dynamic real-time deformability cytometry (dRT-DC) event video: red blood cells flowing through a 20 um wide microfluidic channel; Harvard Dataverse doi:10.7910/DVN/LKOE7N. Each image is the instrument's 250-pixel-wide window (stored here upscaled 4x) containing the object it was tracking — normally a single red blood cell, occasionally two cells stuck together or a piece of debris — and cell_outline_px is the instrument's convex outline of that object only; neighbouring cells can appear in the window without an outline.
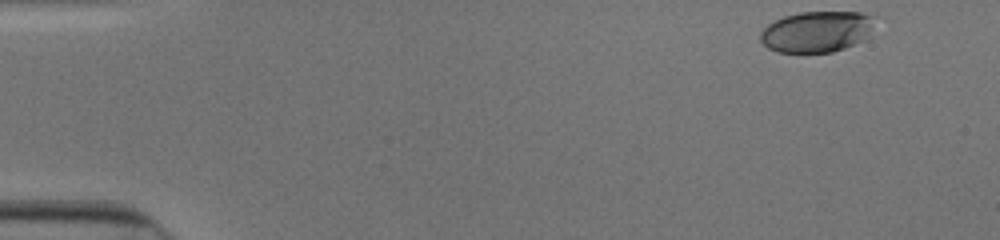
{"species": "human", "species_latin": "Homo sapiens", "temperature_condition": "cold", "stored_images_in_passage": 40, "camera_frame_rate_fps": 3000, "um_per_image_px": 0.085, "donor": {"sex": "male"}, "frame": {"image": 1, "passage_image": 1, "time_ms": 0.0, "image_size_px": [1000, 240], "cell_outline_px": [[880, 16], [868, 36], [864, 40], [844, 48], [832, 52], [776, 52], [768, 48], [760, 40], [760, 32], [768, 24], [784, 16], [800, 12], [860, 12]], "centroid_in_image_um": [69.49, 2.67], "position_along_channel_um": 15.5, "area_um2": 27.74}}
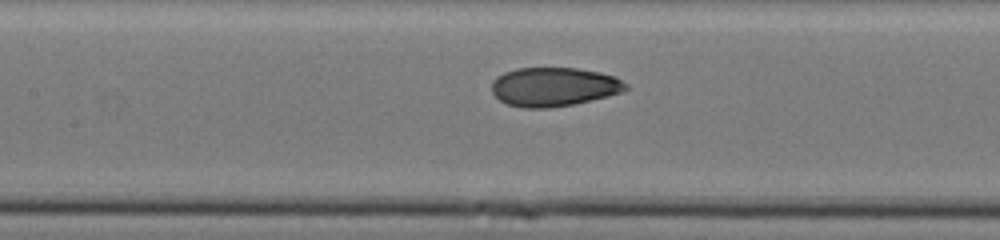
{"frame": {"image": 2, "passage_image": 22, "time_ms": 7.0, "image_size_px": [1000, 240], "cell_outline_px": [[628, 88], [620, 92], [608, 96], [592, 100], [572, 104], [548, 108], [524, 108], [508, 104], [500, 100], [492, 92], [492, 80], [496, 76], [504, 72], [516, 68], [576, 68], [600, 72], [616, 76], [628, 84]], "centroid_in_image_um": [47.08, 7.37], "position_along_channel_um": 160.3, "area_um2": 30.52}}
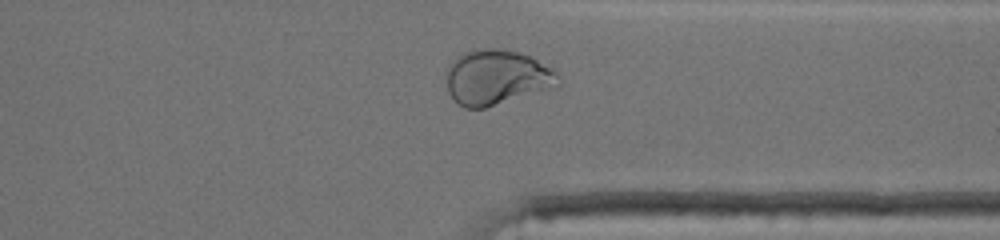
{"frame": {"image": 3, "passage_image": 38, "time_ms": 12.333, "image_size_px": [1000, 240], "cell_outline_px": [[560, 84], [556, 88], [484, 108], [464, 108], [456, 104], [448, 92], [448, 68], [452, 60], [460, 52], [476, 48], [496, 48], [520, 52], [552, 68], [560, 76]], "centroid_in_image_um": [42.23, 6.58], "position_along_channel_um": 369.2, "area_um2": 36.36}, "authors_computed_cell_mechanics": {"area_um2": 30.4317, "velocity_mm_per_s": 3.9285, "shape_relaxation_time_tau1_ms": 5.3576, "shape_relaxation_time_tau2_ms": 0.8376, "deformation_change_tau1": 0.2157, "deformation_change_tau2": 0.0498}}